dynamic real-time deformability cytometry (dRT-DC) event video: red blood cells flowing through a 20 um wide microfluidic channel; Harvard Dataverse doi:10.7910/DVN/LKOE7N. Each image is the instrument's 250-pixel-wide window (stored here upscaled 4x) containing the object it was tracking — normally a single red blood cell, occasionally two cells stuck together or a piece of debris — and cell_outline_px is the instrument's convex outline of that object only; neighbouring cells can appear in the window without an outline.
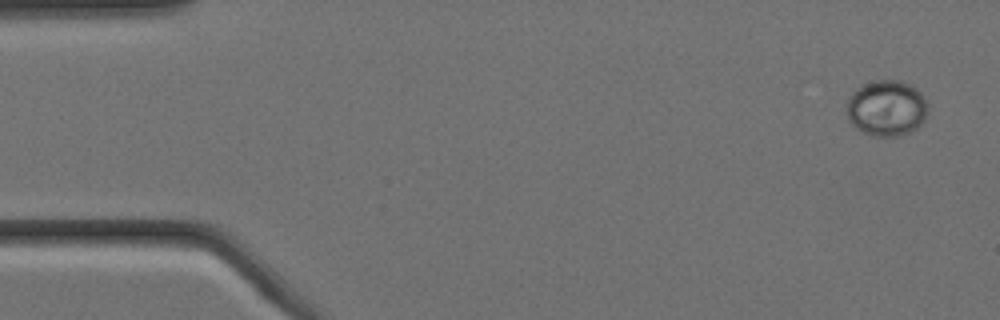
{"species": "Egyptian fruit bat (a non-hibernating species)", "species_latin": "Rousettus aegyptiacus", "temperature_condition": "cold", "stored_images_in_passage": 4, "camera_frame_rate_fps": 3000, "um_per_image_px": 0.085, "animal": {"sex": "female"}, "frame": {"image": 1, "passage_image": 1, "time_ms": 0.0, "image_size_px": [1000, 320], "cell_outline_px": [[928, 112], [924, 120], [916, 128], [900, 136], [872, 136], [856, 128], [848, 120], [848, 96], [852, 92], [864, 84], [876, 80], [900, 80], [916, 88], [924, 96], [928, 104]], "centroid_in_image_um": [75.38, 9.19], "position_along_channel_um": 9.6, "area_um2": 26.47}}